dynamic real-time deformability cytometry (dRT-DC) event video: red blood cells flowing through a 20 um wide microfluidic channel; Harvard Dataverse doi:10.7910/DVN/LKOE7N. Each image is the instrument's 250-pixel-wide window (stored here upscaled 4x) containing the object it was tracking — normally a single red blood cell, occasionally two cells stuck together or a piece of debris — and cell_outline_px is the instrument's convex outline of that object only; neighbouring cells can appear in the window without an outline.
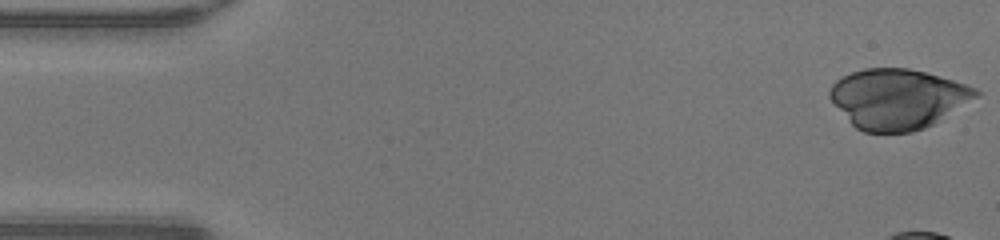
{"species": "human", "species_latin": "Homo sapiens", "temperature_condition": "warm", "stored_images_in_passage": 11, "camera_frame_rate_fps": 3000, "um_per_image_px": 0.085, "donor": {"sex": "male"}, "frame": {"image": 1, "passage_image": 1, "time_ms": 0.0, "image_size_px": [1000, 240], "cell_outline_px": [[980, 96], [932, 124], [924, 128], [912, 132], [864, 132], [856, 128], [852, 124], [828, 96], [828, 92], [832, 84], [836, 80], [852, 72], [864, 68], [908, 68], [924, 72], [952, 80], [976, 88], [980, 92]], "centroid_in_image_um": [76.3, 8.4], "position_along_channel_um": 8.7, "area_um2": 50.69}}